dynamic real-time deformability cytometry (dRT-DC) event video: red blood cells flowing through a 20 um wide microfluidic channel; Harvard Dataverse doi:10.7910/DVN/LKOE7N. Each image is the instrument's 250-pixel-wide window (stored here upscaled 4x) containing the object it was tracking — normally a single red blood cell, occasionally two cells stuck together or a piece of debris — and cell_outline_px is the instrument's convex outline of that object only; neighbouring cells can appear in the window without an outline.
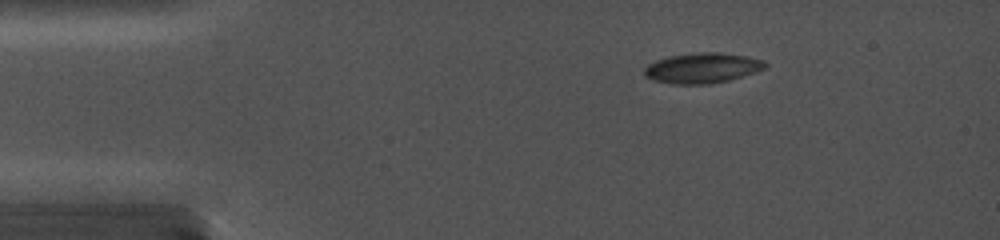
{"species": "common noctule bat (a hibernating species)", "species_latin": "Nyctalus noctula", "temperature_condition": "cold", "stored_images_in_passage": 3, "camera_frame_rate_fps": 5000, "um_per_image_px": 0.085, "animal": {"sex": "female", "body_mass_g": 19.0, "forearm_length_mm": 56.7}, "frame": {"image": 1, "passage_image": 1, "time_ms": 0.0, "image_size_px": [1000, 240], "cell_outline_px": [[768, 68], [744, 76], [712, 84], [668, 84], [652, 80], [644, 76], [644, 68], [660, 60], [676, 56], [736, 56], [760, 60], [768, 64]], "centroid_in_image_um": [59.68, 5.89], "position_along_channel_um": 25.3, "area_um2": 19.65}}